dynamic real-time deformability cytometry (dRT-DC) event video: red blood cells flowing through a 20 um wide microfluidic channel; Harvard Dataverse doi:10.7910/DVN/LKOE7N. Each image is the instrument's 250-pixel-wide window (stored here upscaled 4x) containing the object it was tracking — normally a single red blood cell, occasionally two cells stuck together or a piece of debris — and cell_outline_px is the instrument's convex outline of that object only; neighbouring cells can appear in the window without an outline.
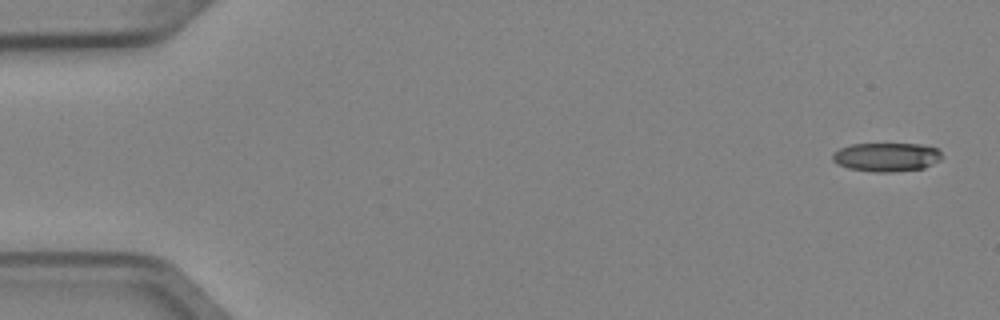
{"species": "Egyptian fruit bat (a non-hibernating species)", "species_latin": "Rousettus aegyptiacus", "temperature_condition": "cold", "stored_images_in_passage": 5, "camera_frame_rate_fps": 3000, "um_per_image_px": 0.085, "animal": {"sex": "female"}, "frame": {"image": 1, "passage_image": 1, "time_ms": 0.0, "image_size_px": [1000, 320], "cell_outline_px": [[944, 156], [940, 160], [924, 168], [892, 172], [872, 172], [848, 168], [836, 164], [832, 160], [832, 152], [840, 148], [852, 144], [920, 144], [936, 148]], "centroid_in_image_um": [75.33, 13.35], "position_along_channel_um": 9.7, "area_um2": 18.5}}
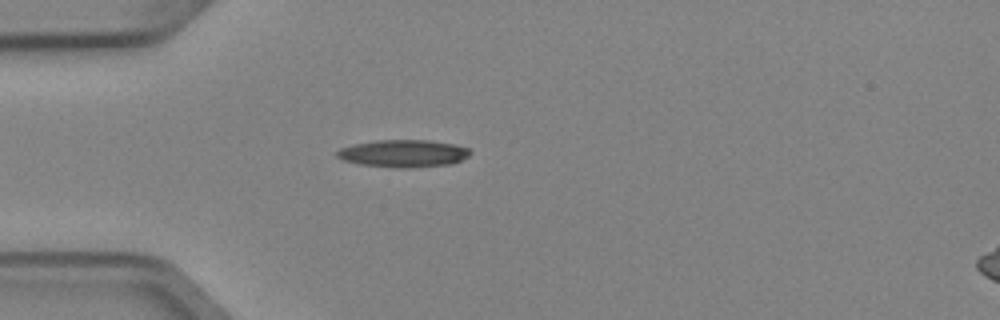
{"frame": {"image": 2, "passage_image": 4, "time_ms": 1.0, "image_size_px": [1000, 320], "cell_outline_px": [[472, 152], [468, 156], [452, 164], [412, 168], [396, 168], [360, 164], [344, 160], [336, 156], [336, 152], [340, 148], [356, 144], [376, 140], [428, 140], [452, 144], [468, 148]], "centroid_in_image_um": [34.29, 13.05], "position_along_channel_um": 50.7, "area_um2": 21.21}}